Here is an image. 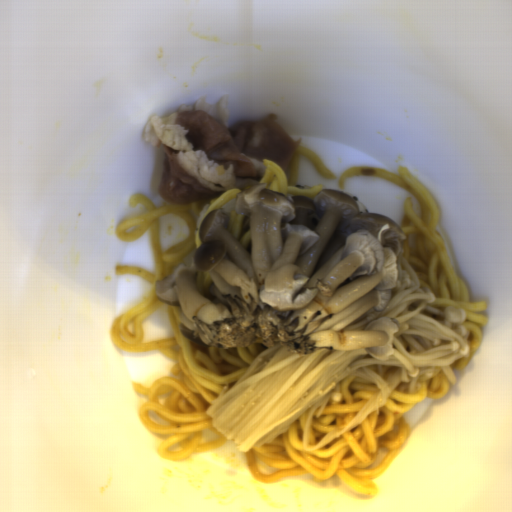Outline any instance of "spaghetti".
<instances>
[{
	"label": "spaghetti",
	"mask_w": 512,
	"mask_h": 512,
	"mask_svg": "<svg viewBox=\"0 0 512 512\" xmlns=\"http://www.w3.org/2000/svg\"><path fill=\"white\" fill-rule=\"evenodd\" d=\"M243 188H229L187 204H172L165 199L163 204H155L146 194L134 195L129 199L130 207L142 204L144 210L114 227L117 239L125 243L135 241L146 230L151 238L154 272L137 265H115L119 276L131 273L151 286L140 303L111 321L109 334L115 346L126 352L160 351L173 360L169 370L173 376L156 378L151 385L132 382L137 395H147L140 404L138 419L153 434H164L156 454L170 463H181L191 455L228 444L230 439L213 426L209 407L235 384L258 355L279 343L265 346L254 342L247 348L198 344L179 330L181 305L167 303L170 338L143 342L145 319L164 303L156 293V281L171 275L201 246L200 225L211 210L224 208L228 212L230 230L242 246L252 240L249 216L234 208ZM169 212L185 220L186 233L174 246L164 249L157 223L161 215Z\"/></svg>",
	"instance_id": "c7327b10"
},
{
	"label": "spaghetti",
	"mask_w": 512,
	"mask_h": 512,
	"mask_svg": "<svg viewBox=\"0 0 512 512\" xmlns=\"http://www.w3.org/2000/svg\"><path fill=\"white\" fill-rule=\"evenodd\" d=\"M417 381L415 393L409 394L407 385L399 383L361 424L315 451L303 448L313 406L308 408L273 440L245 451L251 478L267 485L304 473L319 482L336 476L361 495H375L372 480L385 473L411 434L405 415L417 402L443 398L449 390L450 381L437 366L430 377Z\"/></svg>",
	"instance_id": "8bdb9b5d"
},
{
	"label": "spaghetti",
	"mask_w": 512,
	"mask_h": 512,
	"mask_svg": "<svg viewBox=\"0 0 512 512\" xmlns=\"http://www.w3.org/2000/svg\"><path fill=\"white\" fill-rule=\"evenodd\" d=\"M357 175L382 177L413 192L404 202V216L399 224L405 232L402 245L404 256L418 279L419 288L432 292L434 302L430 306L441 311L447 307L464 310L466 319L462 325L468 332L469 353L451 368H465L485 336L487 319L482 312L487 310V304L470 301V291L465 281L455 272L448 248L437 227L440 211L436 200L423 183L409 174L406 166L396 173L367 166L348 168L338 179L339 188L343 190L345 179Z\"/></svg>",
	"instance_id": "4aaf3555"
},
{
	"label": "spaghetti",
	"mask_w": 512,
	"mask_h": 512,
	"mask_svg": "<svg viewBox=\"0 0 512 512\" xmlns=\"http://www.w3.org/2000/svg\"><path fill=\"white\" fill-rule=\"evenodd\" d=\"M381 394L371 379L358 374L347 376L341 387V400L328 401L315 410L309 423L308 447L317 445L334 430H342Z\"/></svg>",
	"instance_id": "1bdccc4e"
},
{
	"label": "spaghetti",
	"mask_w": 512,
	"mask_h": 512,
	"mask_svg": "<svg viewBox=\"0 0 512 512\" xmlns=\"http://www.w3.org/2000/svg\"><path fill=\"white\" fill-rule=\"evenodd\" d=\"M308 160L321 178L334 180L336 174L320 159L308 146L298 144L297 148L281 160L263 159L264 171L259 183H266L270 191L286 194L288 196H308L315 198L326 186L300 187L298 184L301 159Z\"/></svg>",
	"instance_id": "6237eff4"
}]
</instances>
